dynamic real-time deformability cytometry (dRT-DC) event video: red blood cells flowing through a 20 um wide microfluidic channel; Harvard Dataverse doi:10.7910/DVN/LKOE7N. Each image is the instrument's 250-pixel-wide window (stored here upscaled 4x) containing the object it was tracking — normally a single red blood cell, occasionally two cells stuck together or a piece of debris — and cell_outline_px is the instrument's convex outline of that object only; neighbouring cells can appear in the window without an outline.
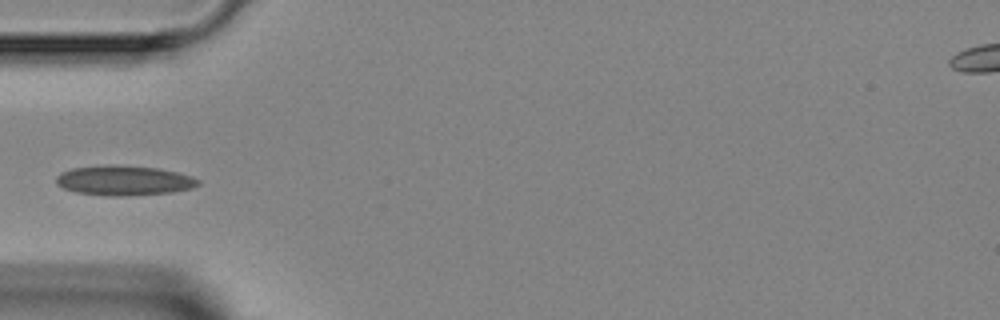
{"species": "Egyptian fruit bat (a non-hibernating species)", "species_latin": "Rousettus aegyptiacus", "temperature_condition": "room temperature", "stored_images_in_passage": 2, "camera_frame_rate_fps": 3000, "um_per_image_px": 0.085, "animal": {"sex": "female"}, "frame": {"image": 1, "passage_image": 2, "time_ms": 1.333, "image_size_px": [1000, 320], "cell_outline_px": [[200, 184], [192, 188], [172, 192], [120, 196], [112, 196], [76, 192], [64, 188], [56, 184], [56, 176], [60, 172], [72, 168], [108, 164], [112, 164], [160, 168], [192, 176], [200, 180]], "centroid_in_image_um": [10.53, 15.33], "position_along_channel_um": 74.5, "area_um2": 24.8}}